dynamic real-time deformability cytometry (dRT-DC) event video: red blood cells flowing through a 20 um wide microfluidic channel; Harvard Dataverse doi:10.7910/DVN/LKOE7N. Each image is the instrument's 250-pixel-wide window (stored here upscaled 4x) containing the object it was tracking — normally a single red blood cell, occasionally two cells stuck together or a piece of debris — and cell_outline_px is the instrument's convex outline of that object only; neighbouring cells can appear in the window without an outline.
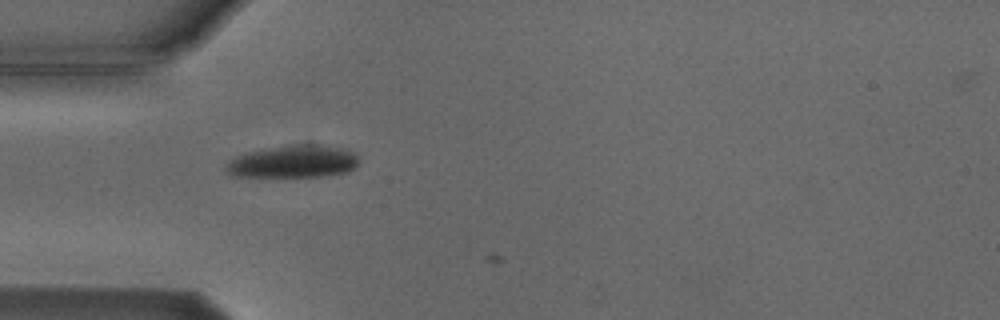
{"species": "Egyptian fruit bat (a non-hibernating species)", "species_latin": "Rousettus aegyptiacus", "temperature_condition": "cold", "stored_images_in_passage": 4, "camera_frame_rate_fps": 3000, "um_per_image_px": 0.085, "animal": {"sex": "male"}, "frame": {"image": 1, "passage_image": 2, "time_ms": 1.0, "image_size_px": [1000, 320], "cell_outline_px": [[360, 164], [356, 168], [348, 172], [328, 176], [236, 176], [228, 172], [224, 168], [228, 160], [236, 156], [248, 152], [292, 144], [316, 144], [340, 148], [352, 152], [360, 160]], "centroid_in_image_um": [24.97, 13.73], "position_along_channel_um": 60.0, "area_um2": 25.14}}